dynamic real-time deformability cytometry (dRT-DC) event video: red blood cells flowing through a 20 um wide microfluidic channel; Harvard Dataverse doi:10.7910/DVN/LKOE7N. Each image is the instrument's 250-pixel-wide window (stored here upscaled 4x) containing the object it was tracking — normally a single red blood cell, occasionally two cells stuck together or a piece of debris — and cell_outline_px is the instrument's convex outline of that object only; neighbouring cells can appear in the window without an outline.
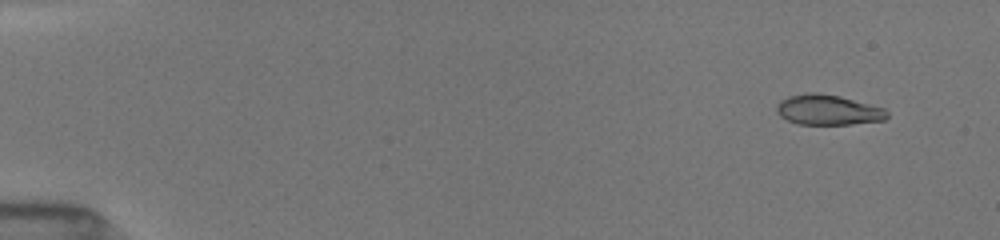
{"species": "common noctule bat (a hibernating species)", "species_latin": "Nyctalus noctula", "temperature_condition": "room temperature", "stored_images_in_passage": 53, "camera_frame_rate_fps": 3000, "um_per_image_px": 0.085, "animal": {"sex": "female", "body_mass_g": 19.5, "forearm_length_mm": 54.1}, "frame": {"image": 1, "passage_image": 3, "time_ms": 1.0, "image_size_px": [1000, 240], "cell_outline_px": [[888, 116], [884, 120], [852, 124], [796, 124], [780, 116], [776, 112], [776, 108], [780, 100], [788, 96], [808, 92], [816, 92], [840, 96], [884, 108], [888, 112]], "centroid_in_image_um": [70.36, 9.34], "position_along_channel_um": 14.6, "area_um2": 19.48}}
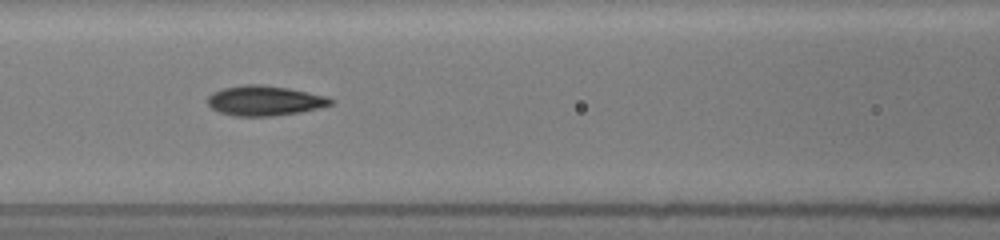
{"frame": {"image": 2, "passage_image": 22, "time_ms": 7.667, "image_size_px": [1000, 240], "cell_outline_px": [[336, 100], [332, 104], [320, 108], [300, 112], [272, 116], [236, 116], [220, 112], [212, 108], [208, 104], [208, 96], [212, 92], [224, 88], [244, 84], [260, 84], [288, 88], [328, 96]], "centroid_in_image_um": [22.53, 8.55], "position_along_channel_um": 144.1, "area_um2": 21.56}}
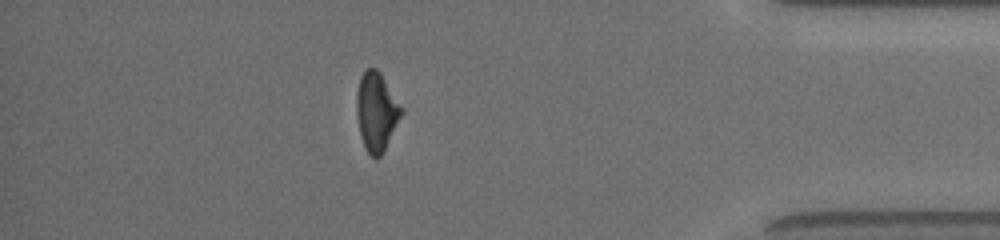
{"frame": {"image": 3, "passage_image": 48, "time_ms": 15.0, "image_size_px": [1000, 240], "cell_outline_px": [[404, 112], [384, 152], [376, 160], [364, 148], [360, 136], [356, 112], [356, 92], [360, 76], [368, 68], [376, 68], [380, 72], [404, 108]], "centroid_in_image_um": [32.01, 9.51], "position_along_channel_um": 403.2, "area_um2": 20.98}, "authors_computed_cell_mechanics": {"area_um2": 20.3456, "velocity_mm_per_s": 3.9841, "shape_relaxation_time_tau1_ms": 5.2997, "shape_relaxation_time_tau2_ms": 1.5049, "deformation_change_tau1": 0.1729, "deformation_change_tau2": 0.0633}}